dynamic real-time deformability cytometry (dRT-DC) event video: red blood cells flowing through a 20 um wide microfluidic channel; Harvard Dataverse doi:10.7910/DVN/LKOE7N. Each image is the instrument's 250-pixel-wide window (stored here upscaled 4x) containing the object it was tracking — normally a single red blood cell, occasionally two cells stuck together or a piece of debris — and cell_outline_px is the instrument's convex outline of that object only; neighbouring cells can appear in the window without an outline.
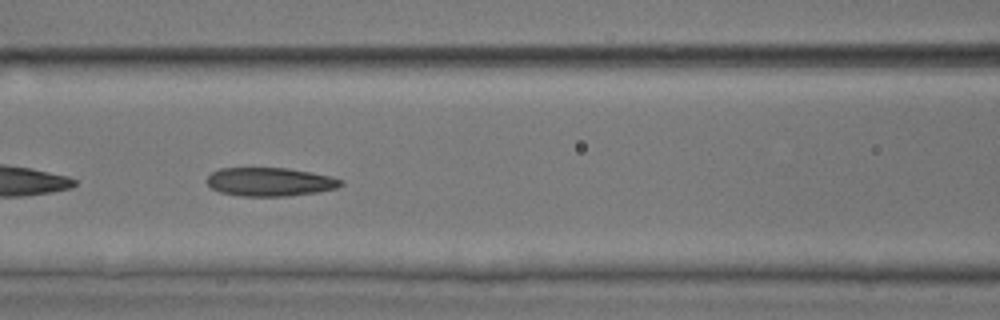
{"species": "common noctule bat (a hibernating species)", "species_latin": "Nyctalus noctula", "temperature_condition": "room temperature", "stored_images_in_passage": 51, "camera_frame_rate_fps": 3000, "um_per_image_px": 0.085, "animal": {"sex": "male", "body_mass_g": 17.9, "forearm_length_mm": 54.2}, "frame": {"image": 1, "passage_image": 22, "time_ms": 7.0, "image_size_px": [1000, 320], "cell_outline_px": [[344, 184], [336, 188], [316, 192], [288, 196], [240, 196], [220, 192], [212, 188], [204, 180], [212, 172], [220, 168], [288, 168], [328, 176], [344, 180]], "centroid_in_image_um": [22.91, 15.46], "position_along_channel_um": 143.7, "area_um2": 22.25}}
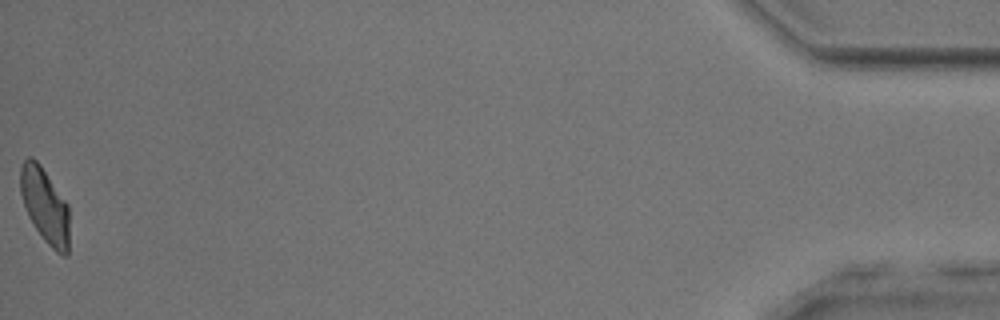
{"frame": {"image": 2, "passage_image": 51, "time_ms": 16.667, "image_size_px": [1000, 320], "cell_outline_px": [[68, 256], [64, 256], [56, 252], [44, 240], [28, 216], [20, 192], [20, 168], [24, 160], [28, 156], [32, 156], [40, 164], [68, 204]], "centroid_in_image_um": [3.81, 17.45], "position_along_channel_um": 431.4, "area_um2": 21.27}, "authors_computed_cell_mechanics": {"area_um2": 22.831, "velocity_mm_per_s": 3.9753, "shape_relaxation_time_tau1_ms": 9.4326, "shape_relaxation_time_tau2_ms": 2.1653, "deformation_change_tau1": 0.1903, "deformation_change_tau2": 0.1115}}